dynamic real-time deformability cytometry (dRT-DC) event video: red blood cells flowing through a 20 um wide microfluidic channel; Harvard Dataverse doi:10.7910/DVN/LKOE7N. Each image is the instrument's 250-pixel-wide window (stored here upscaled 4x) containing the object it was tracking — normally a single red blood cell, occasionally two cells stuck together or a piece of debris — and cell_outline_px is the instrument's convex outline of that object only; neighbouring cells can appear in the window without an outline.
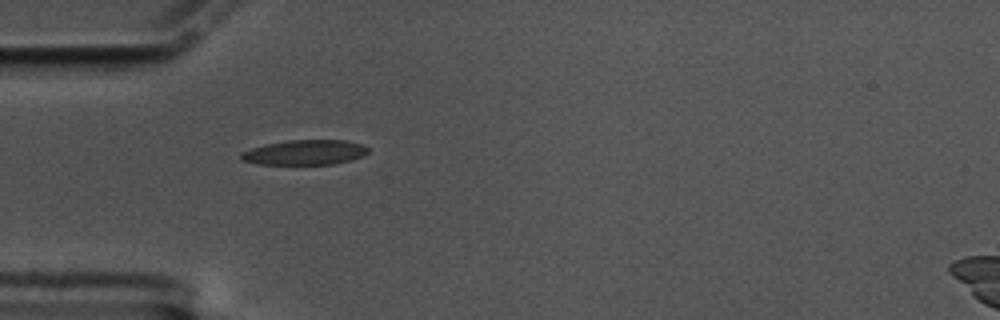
{"species": "common noctule bat (a hibernating species)", "species_latin": "Nyctalus noctula", "temperature_condition": "cold", "stored_images_in_passage": 31, "camera_frame_rate_fps": 3000, "um_per_image_px": 0.085, "animal": {"sex": "male", "body_mass_g": 17.5, "forearm_length_mm": 52.3}, "frame": {"image": 1, "passage_image": 1, "time_ms": 0.0, "image_size_px": [1000, 320], "cell_outline_px": [[368, 152], [352, 160], [332, 164], [256, 164], [240, 160], [240, 152], [252, 148], [268, 144], [288, 140], [344, 140], [364, 144], [368, 148]], "centroid_in_image_um": [25.9, 12.95], "position_along_channel_um": 59.1, "area_um2": 18.44}}
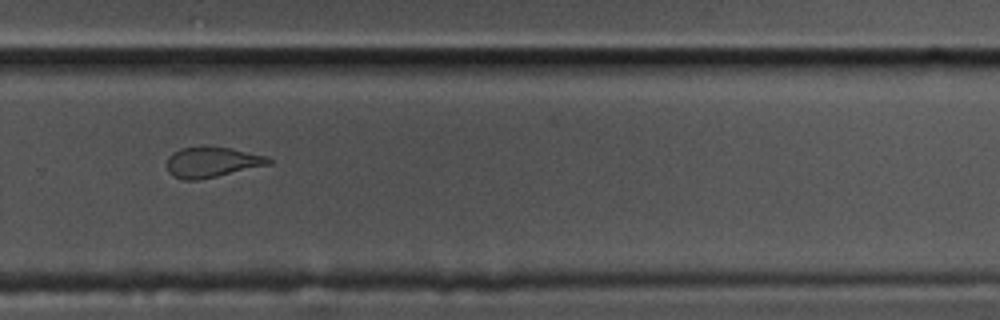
{"frame": {"image": 2, "passage_image": 24, "time_ms": 7.667, "image_size_px": [1000, 320], "cell_outline_px": [[272, 164], [216, 176], [196, 180], [184, 180], [172, 176], [168, 172], [168, 156], [172, 152], [180, 148], [232, 148], [268, 156], [272, 160]], "centroid_in_image_um": [18.04, 13.8], "position_along_channel_um": 311.8, "area_um2": 17.74}}
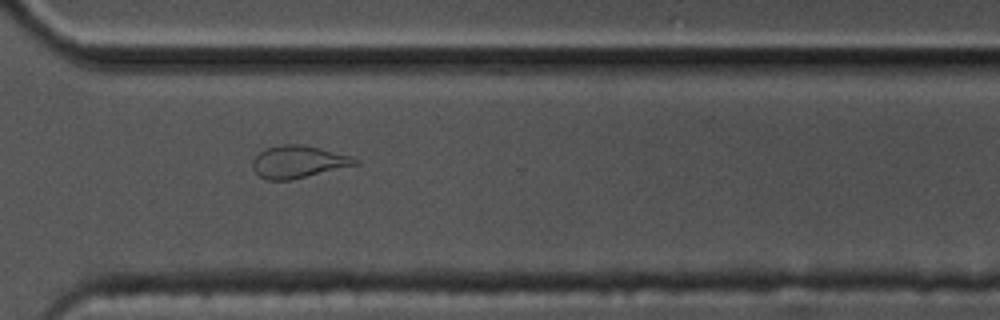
{"frame": {"image": 3, "passage_image": 27, "time_ms": 8.667, "image_size_px": [1000, 320], "cell_outline_px": [[360, 164], [288, 180], [268, 180], [260, 176], [252, 168], [252, 160], [264, 148], [280, 144], [300, 144], [320, 148], [352, 156], [360, 160]], "centroid_in_image_um": [25.36, 13.74], "position_along_channel_um": 345.2, "area_um2": 19.31}}